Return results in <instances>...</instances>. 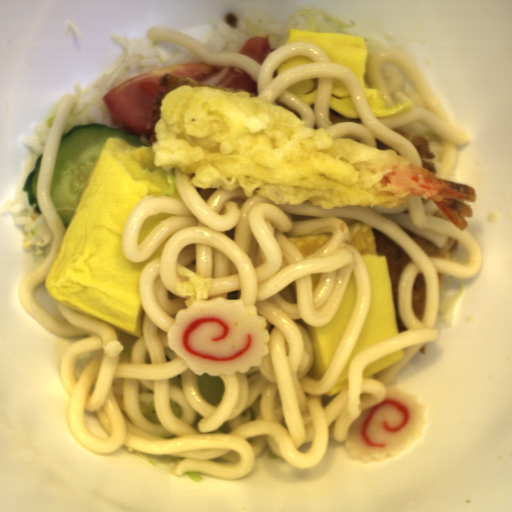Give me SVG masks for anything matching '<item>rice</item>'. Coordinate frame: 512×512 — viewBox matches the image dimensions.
Wrapping results in <instances>:
<instances>
[{
	"label": "rice",
	"mask_w": 512,
	"mask_h": 512,
	"mask_svg": "<svg viewBox=\"0 0 512 512\" xmlns=\"http://www.w3.org/2000/svg\"><path fill=\"white\" fill-rule=\"evenodd\" d=\"M306 29L357 35L351 23L335 15L320 12L313 5H302L287 22H278L261 9L243 12L238 25L222 20L215 22L214 29L202 43L208 51L242 52L252 37H268L269 47L274 50L286 45L290 30ZM358 36V35H357Z\"/></svg>",
	"instance_id": "652b925c"
},
{
	"label": "rice",
	"mask_w": 512,
	"mask_h": 512,
	"mask_svg": "<svg viewBox=\"0 0 512 512\" xmlns=\"http://www.w3.org/2000/svg\"><path fill=\"white\" fill-rule=\"evenodd\" d=\"M62 98L41 120L33 133L29 137L23 138V142L31 149L29 159L16 185L12 200L0 205V213L2 215H10L14 221L15 227H23L25 231L27 226L35 220L38 213L31 206L29 193L22 189V187L29 174L36 168V163L44 152Z\"/></svg>",
	"instance_id": "023b6e5f"
},
{
	"label": "rice",
	"mask_w": 512,
	"mask_h": 512,
	"mask_svg": "<svg viewBox=\"0 0 512 512\" xmlns=\"http://www.w3.org/2000/svg\"><path fill=\"white\" fill-rule=\"evenodd\" d=\"M156 43L157 42L147 37L134 38L128 41L129 69L127 80L156 69L176 64L202 61L183 47H180L175 55L165 62H162L159 60V50Z\"/></svg>",
	"instance_id": "8eca5e8b"
},
{
	"label": "rice",
	"mask_w": 512,
	"mask_h": 512,
	"mask_svg": "<svg viewBox=\"0 0 512 512\" xmlns=\"http://www.w3.org/2000/svg\"><path fill=\"white\" fill-rule=\"evenodd\" d=\"M91 123H102L116 130L104 103L87 108L74 116L70 130L74 126Z\"/></svg>",
	"instance_id": "acb35da6"
},
{
	"label": "rice",
	"mask_w": 512,
	"mask_h": 512,
	"mask_svg": "<svg viewBox=\"0 0 512 512\" xmlns=\"http://www.w3.org/2000/svg\"><path fill=\"white\" fill-rule=\"evenodd\" d=\"M232 66H225L219 73H217L216 75L210 77L209 79L205 80L204 82L202 83H207V84H211V85H218L220 82H222L228 72V70L231 68Z\"/></svg>",
	"instance_id": "b023fe2a"
}]
</instances>
